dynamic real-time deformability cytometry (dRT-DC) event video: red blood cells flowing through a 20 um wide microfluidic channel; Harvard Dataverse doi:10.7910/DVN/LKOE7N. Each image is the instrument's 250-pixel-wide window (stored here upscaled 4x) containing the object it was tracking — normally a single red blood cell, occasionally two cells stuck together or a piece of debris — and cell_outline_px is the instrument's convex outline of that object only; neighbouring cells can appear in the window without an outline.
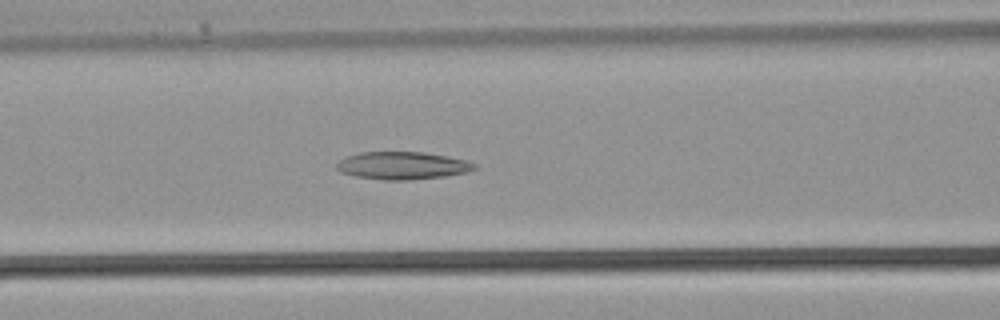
{"species": "common noctule bat (a hibernating species)", "species_latin": "Nyctalus noctula", "temperature_condition": "warm", "stored_images_in_passage": 35, "camera_frame_rate_fps": 3000, "um_per_image_px": 0.085, "animal": {"sex": "male", "body_mass_g": 21.5, "forearm_length_mm": 52.0}, "frame": {"image": 1, "passage_image": 14, "time_ms": 4.333, "image_size_px": [1000, 320], "cell_outline_px": [[476, 168], [468, 172], [444, 176], [412, 180], [384, 180], [356, 176], [340, 172], [336, 168], [336, 164], [340, 160], [348, 156], [360, 152], [424, 152], [448, 156], [464, 160], [476, 164]], "centroid_in_image_um": [34.2, 14.07], "position_along_channel_um": 132.4, "area_um2": 22.14}}
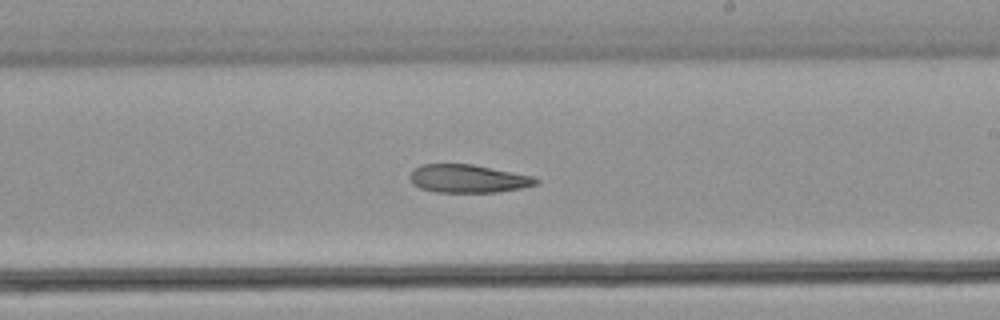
{"frame": {"image": 2, "passage_image": 20, "time_ms": 6.333, "image_size_px": [1000, 320], "cell_outline_px": [[540, 184], [520, 188], [496, 192], [436, 192], [420, 188], [412, 184], [408, 176], [416, 168], [424, 164], [472, 164], [532, 176], [540, 180]], "centroid_in_image_um": [39.78, 15.19], "position_along_channel_um": 249.2, "area_um2": 20.58}}
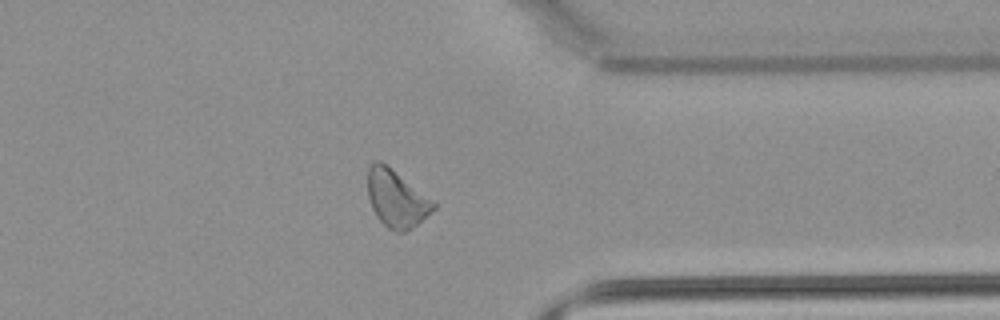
{"frame": {"image": 3, "passage_image": 27, "time_ms": 8.667, "image_size_px": [1000, 320], "cell_outline_px": [[436, 208], [432, 212], [416, 224], [404, 232], [396, 232], [388, 228], [376, 216], [372, 208], [368, 196], [368, 168], [376, 160], [380, 160], [436, 204]], "centroid_in_image_um": [33.66, 16.9], "position_along_channel_um": 377.7, "area_um2": 21.21}}